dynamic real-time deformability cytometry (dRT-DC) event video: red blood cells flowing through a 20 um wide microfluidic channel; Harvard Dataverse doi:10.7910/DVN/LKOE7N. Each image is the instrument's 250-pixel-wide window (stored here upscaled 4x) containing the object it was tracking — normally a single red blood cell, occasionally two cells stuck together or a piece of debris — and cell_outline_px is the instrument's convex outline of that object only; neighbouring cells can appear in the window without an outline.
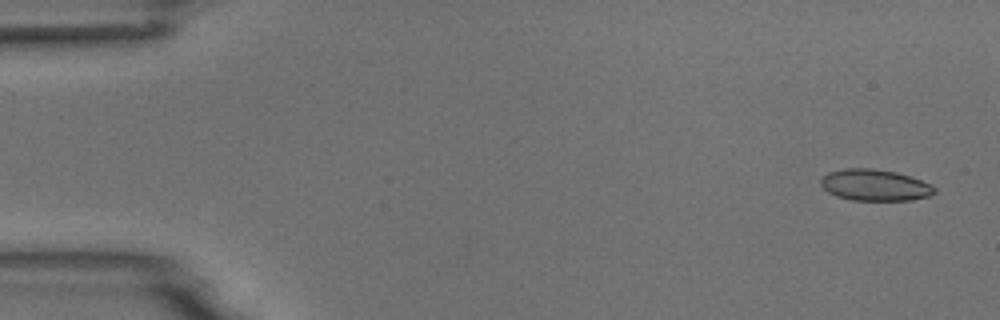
{"species": "common noctule bat (a hibernating species)", "species_latin": "Nyctalus noctula", "temperature_condition": "room temperature", "stored_images_in_passage": 5, "camera_frame_rate_fps": 3000, "um_per_image_px": 0.085, "animal": {"sex": "male", "body_mass_g": 18.8}, "frame": {"image": 1, "passage_image": 1, "time_ms": 0.0, "image_size_px": [1000, 320], "cell_outline_px": [[936, 192], [928, 196], [912, 200], [852, 200], [836, 196], [828, 192], [820, 184], [820, 180], [828, 172], [844, 168], [872, 168], [896, 172], [920, 180], [936, 188]], "centroid_in_image_um": [74.33, 15.73], "position_along_channel_um": 10.7, "area_um2": 20.69}}
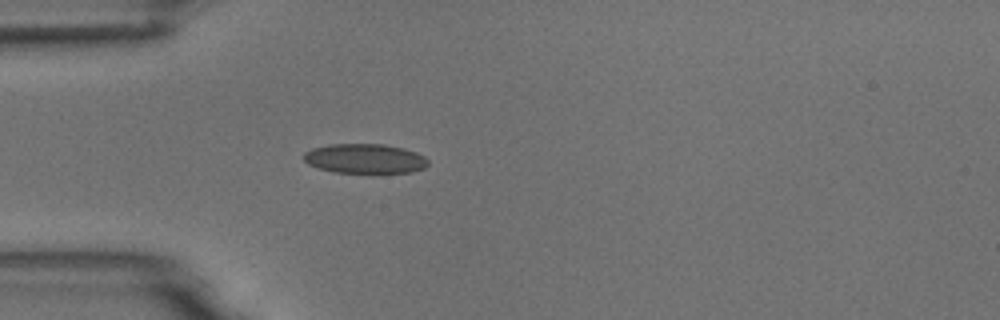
{"frame": {"image": 2, "passage_image": 5, "time_ms": 4.333, "image_size_px": [1000, 320], "cell_outline_px": [[428, 164], [424, 168], [412, 172], [372, 176], [332, 172], [308, 164], [304, 160], [304, 152], [312, 148], [332, 144], [384, 144], [404, 148], [416, 152], [424, 156], [428, 160]], "centroid_in_image_um": [31.05, 13.54], "position_along_channel_um": 53.9, "area_um2": 22.48}}